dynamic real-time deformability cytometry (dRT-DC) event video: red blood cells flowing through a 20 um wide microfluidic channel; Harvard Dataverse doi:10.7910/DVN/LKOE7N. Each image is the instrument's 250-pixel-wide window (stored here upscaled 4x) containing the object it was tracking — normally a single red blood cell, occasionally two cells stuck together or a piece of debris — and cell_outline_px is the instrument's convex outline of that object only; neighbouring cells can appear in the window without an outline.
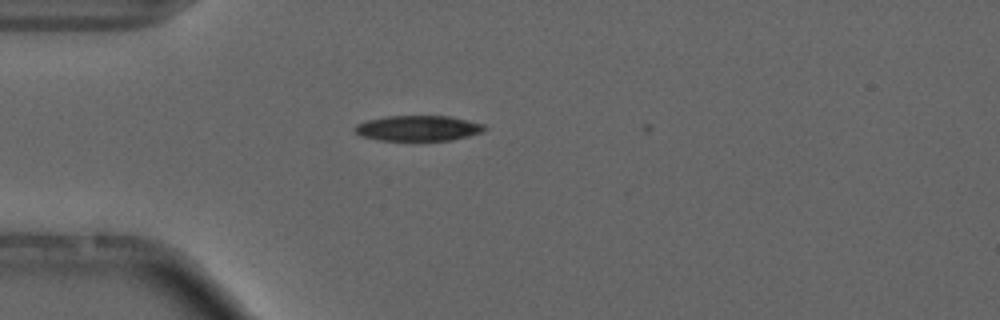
{"species": "common noctule bat (a hibernating species)", "species_latin": "Nyctalus noctula", "temperature_condition": "cold", "stored_images_in_passage": 2, "camera_frame_rate_fps": 3000, "um_per_image_px": 0.085, "animal": {"sex": "male", "forearm_length_mm": 52.5}, "frame": {"image": 1, "passage_image": 1, "time_ms": 0.0, "image_size_px": [1000, 320], "cell_outline_px": [[488, 128], [484, 132], [452, 140], [376, 140], [360, 136], [352, 128], [356, 124], [368, 120], [384, 116], [448, 116], [468, 120], [484, 124]], "centroid_in_image_um": [35.54, 10.9], "position_along_channel_um": 49.5, "area_um2": 19.36}}